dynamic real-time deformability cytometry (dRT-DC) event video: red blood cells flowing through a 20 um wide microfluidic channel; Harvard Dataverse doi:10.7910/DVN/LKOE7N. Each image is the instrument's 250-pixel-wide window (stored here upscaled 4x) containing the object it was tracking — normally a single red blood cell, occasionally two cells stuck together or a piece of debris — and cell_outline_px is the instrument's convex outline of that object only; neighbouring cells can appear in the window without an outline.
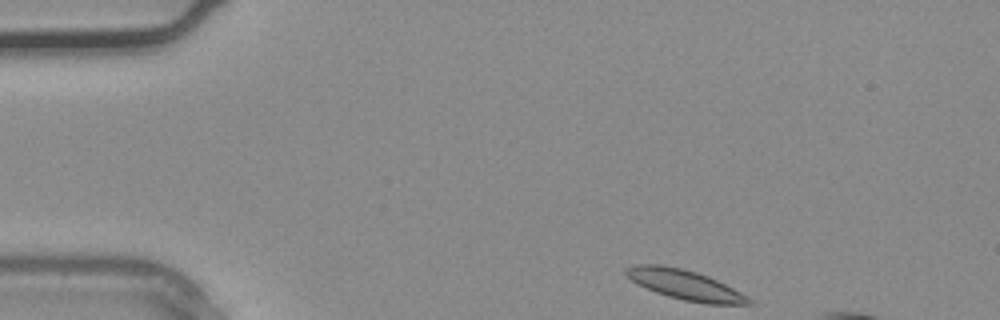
{"species": "common noctule bat (a hibernating species)", "species_latin": "Nyctalus noctula", "temperature_condition": "warm", "stored_images_in_passage": 2, "segment_of_instrument_passage": [2, 2], "camera_frame_rate_fps": 3000, "um_per_image_px": 0.085, "animal": {"sex": "male", "body_mass_g": 20.4}, "frame": {"image": 1, "passage_image": 2, "time_ms": 0.333, "image_size_px": [1000, 320], "cell_outline_px": [[756, 304], [708, 304], [684, 300], [668, 296], [656, 292], [636, 284], [624, 272], [624, 268], [636, 264], [660, 264], [680, 268], [696, 272], [708, 276], [748, 296]], "centroid_in_image_um": [58.21, 24.2], "position_along_channel_um": 26.8, "area_um2": 21.21}}